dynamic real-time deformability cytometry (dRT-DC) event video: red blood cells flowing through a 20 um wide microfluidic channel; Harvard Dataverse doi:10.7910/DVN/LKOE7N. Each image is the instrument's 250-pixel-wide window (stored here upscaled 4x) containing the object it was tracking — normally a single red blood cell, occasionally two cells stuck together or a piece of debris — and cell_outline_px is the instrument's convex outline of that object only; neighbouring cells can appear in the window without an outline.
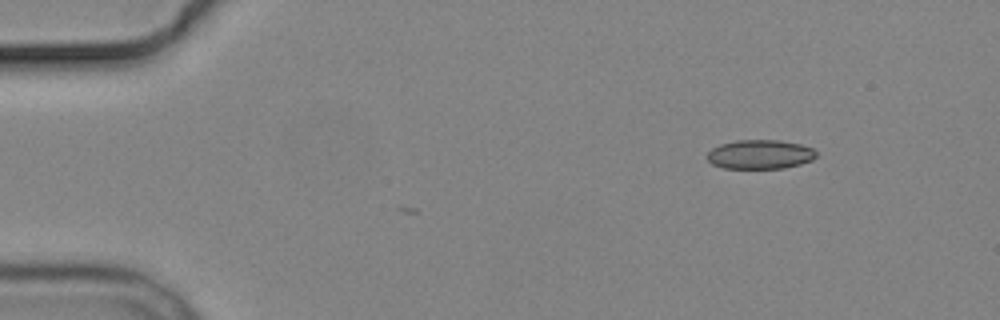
{"species": "common noctule bat (a hibernating species)", "species_latin": "Nyctalus noctula", "temperature_condition": "cold", "stored_images_in_passage": 8, "camera_frame_rate_fps": 3000, "um_per_image_px": 0.085, "animal": {"sex": "male", "body_mass_g": 19.2, "forearm_length_mm": 51.8}, "frame": {"image": 1, "passage_image": 1, "time_ms": 0.0, "image_size_px": [1000, 320], "cell_outline_px": [[816, 156], [812, 160], [800, 164], [784, 168], [724, 168], [712, 164], [708, 160], [708, 152], [712, 148], [720, 144], [736, 140], [780, 140], [800, 144], [812, 148], [816, 152]], "centroid_in_image_um": [64.6, 13.12], "position_along_channel_um": 20.4, "area_um2": 18.5}}
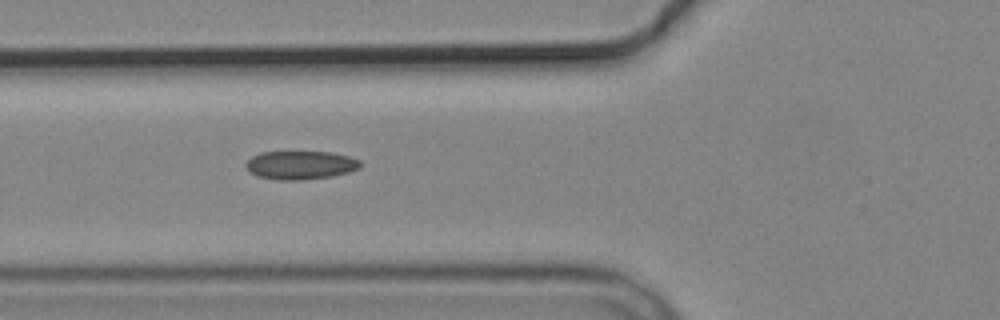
{"frame": {"image": 2, "passage_image": 5, "time_ms": 4.667, "image_size_px": [1000, 320], "cell_outline_px": [[360, 168], [348, 172], [332, 176], [300, 180], [276, 180], [256, 176], [248, 172], [244, 164], [252, 156], [260, 152], [332, 152], [348, 156], [360, 160]], "centroid_in_image_um": [25.5, 14.04], "position_along_channel_um": 100.3, "area_um2": 19.13}}
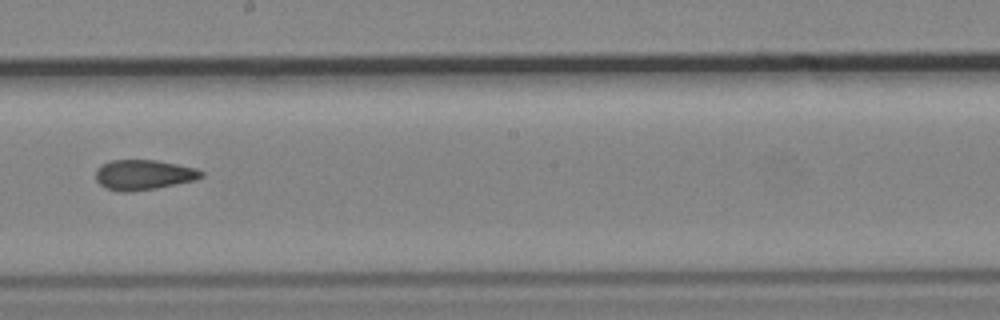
{"frame": {"image": 3, "passage_image": 8, "time_ms": 8.333, "image_size_px": [1000, 320], "cell_outline_px": [[204, 176], [196, 180], [156, 188], [132, 192], [120, 192], [104, 188], [96, 180], [96, 168], [100, 164], [112, 160], [156, 160], [196, 168], [204, 172]], "centroid_in_image_um": [12.18, 14.86], "position_along_channel_um": 236.0, "area_um2": 18.73}}